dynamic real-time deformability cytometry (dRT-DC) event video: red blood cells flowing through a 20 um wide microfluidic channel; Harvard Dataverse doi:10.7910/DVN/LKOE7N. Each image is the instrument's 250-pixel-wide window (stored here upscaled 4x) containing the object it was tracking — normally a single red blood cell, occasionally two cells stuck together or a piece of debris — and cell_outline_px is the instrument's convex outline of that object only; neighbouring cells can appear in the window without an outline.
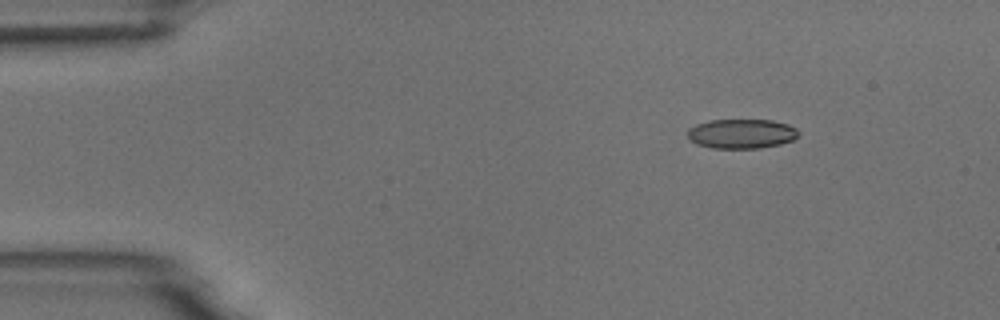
{"species": "common noctule bat (a hibernating species)", "species_latin": "Nyctalus noctula", "temperature_condition": "room temperature", "stored_images_in_passage": 4, "camera_frame_rate_fps": 3000, "um_per_image_px": 0.085, "animal": {"sex": "male", "body_mass_g": 18.8}, "frame": {"image": 1, "passage_image": 2, "time_ms": 2.0, "image_size_px": [1000, 320], "cell_outline_px": [[800, 132], [792, 140], [780, 144], [760, 148], [712, 148], [696, 144], [688, 140], [688, 128], [696, 124], [708, 120], [772, 120], [788, 124], [796, 128]], "centroid_in_image_um": [63.0, 11.36], "position_along_channel_um": 22.0, "area_um2": 19.19}}